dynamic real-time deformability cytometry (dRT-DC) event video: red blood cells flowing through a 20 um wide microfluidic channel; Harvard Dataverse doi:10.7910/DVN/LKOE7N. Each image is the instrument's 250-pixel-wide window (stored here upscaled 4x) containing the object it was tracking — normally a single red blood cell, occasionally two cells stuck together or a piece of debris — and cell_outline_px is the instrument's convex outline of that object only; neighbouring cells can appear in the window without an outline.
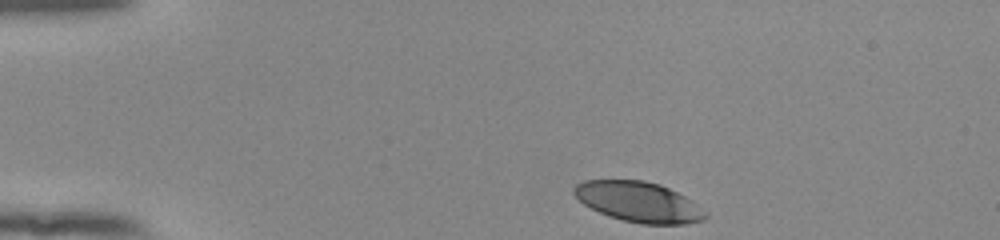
{"species": "human", "species_latin": "Homo sapiens", "temperature_condition": "room temperature", "stored_images_in_passage": 38, "camera_frame_rate_fps": 3000, "um_per_image_px": 0.085, "donor": {"sex": "female"}, "frame": {"image": 1, "passage_image": 1, "time_ms": 0.0, "image_size_px": [1000, 240], "cell_outline_px": [[708, 216], [704, 220], [684, 224], [640, 224], [608, 216], [584, 204], [572, 192], [572, 188], [576, 184], [584, 180], [644, 180], [660, 184], [692, 200], [708, 212]], "centroid_in_image_um": [54.31, 17.16], "position_along_channel_um": 30.7, "area_um2": 30.87}}
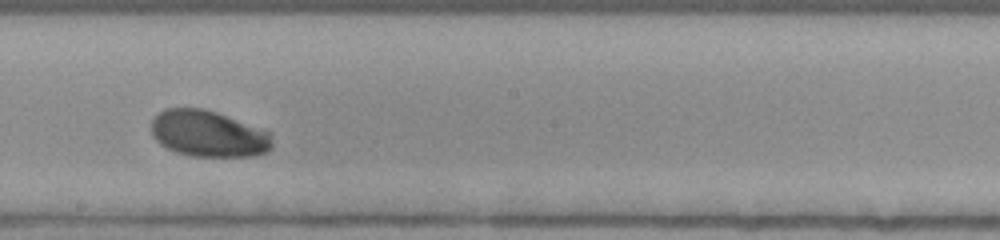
{"frame": {"image": 2, "passage_image": 22, "time_ms": 7.0, "image_size_px": [1000, 240], "cell_outline_px": [[272, 148], [268, 152], [256, 156], [192, 156], [176, 152], [160, 144], [152, 136], [152, 120], [164, 108], [204, 108], [216, 112], [272, 132]], "centroid_in_image_um": [17.74, 11.37], "position_along_channel_um": 230.5, "area_um2": 32.83}}
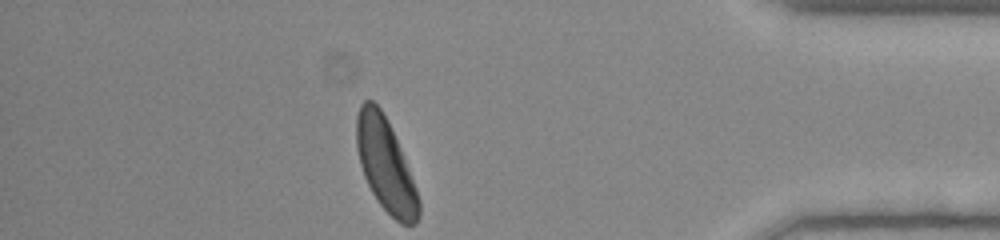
{"frame": {"image": 3, "passage_image": 38, "time_ms": 12.333, "image_size_px": [1000, 240], "cell_outline_px": [[420, 216], [416, 224], [400, 224], [380, 204], [372, 192], [364, 176], [360, 164], [356, 148], [356, 116], [360, 104], [364, 100], [372, 100], [380, 108], [400, 148], [416, 188], [420, 200]], "centroid_in_image_um": [32.76, 14.04], "position_along_channel_um": 402.4, "area_um2": 33.23}, "authors_computed_cell_mechanics": {"area_um2": 33.2928, "velocity_mm_per_s": 3.8629, "shape_relaxation_time_tau1_ms": 2.098, "shape_relaxation_time_tau2_ms": null, "deformation_change_tau1": 0.1257, "deformation_change_tau2": null}}